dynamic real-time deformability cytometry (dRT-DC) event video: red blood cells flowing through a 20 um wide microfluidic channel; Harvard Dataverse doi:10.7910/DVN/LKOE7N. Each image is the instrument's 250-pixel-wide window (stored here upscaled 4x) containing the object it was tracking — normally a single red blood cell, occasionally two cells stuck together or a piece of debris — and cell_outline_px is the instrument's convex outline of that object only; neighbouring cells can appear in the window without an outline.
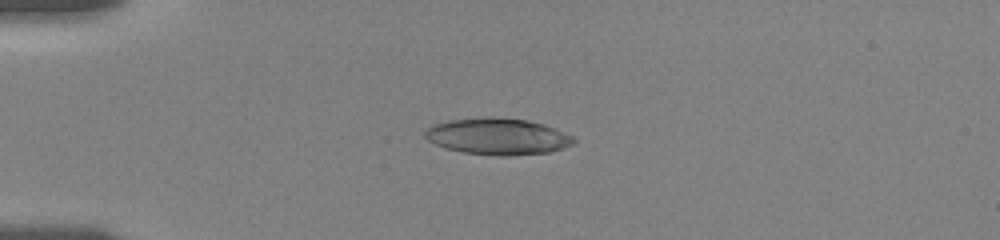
{"species": "human", "species_latin": "Homo sapiens", "temperature_condition": "room temperature", "stored_images_in_passage": 23, "camera_frame_rate_fps": 3000, "um_per_image_px": 0.085, "donor": {"sex": "female"}, "frame": {"image": 1, "passage_image": 8, "time_ms": 4.667, "image_size_px": [1000, 240], "cell_outline_px": [[576, 140], [572, 144], [564, 148], [548, 152], [512, 156], [500, 156], [464, 152], [448, 148], [436, 144], [428, 140], [424, 136], [424, 132], [428, 128], [436, 124], [448, 120], [488, 116], [492, 116], [528, 120], [544, 124], [572, 136]], "centroid_in_image_um": [42.32, 11.59], "position_along_channel_um": 42.7, "area_um2": 31.56}}
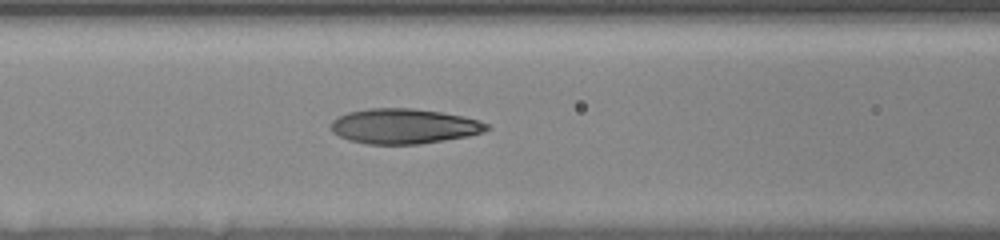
{"frame": {"image": 2, "passage_image": 17, "time_ms": 8.0, "image_size_px": [1000, 240], "cell_outline_px": [[488, 128], [484, 132], [468, 136], [420, 144], [368, 144], [348, 140], [332, 132], [332, 120], [336, 116], [348, 112], [368, 108], [412, 108], [440, 112], [464, 116], [488, 124]], "centroid_in_image_um": [34.3, 10.72], "position_along_channel_um": 132.3, "area_um2": 31.79}}
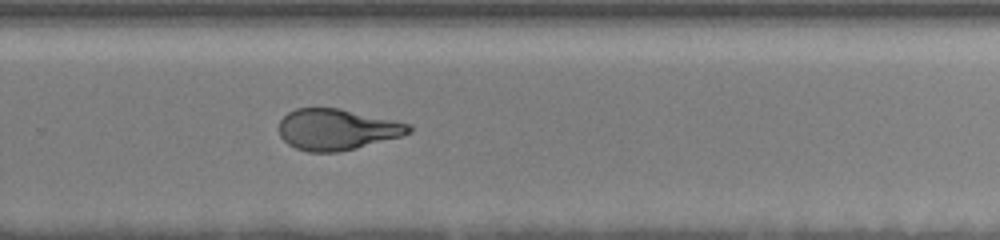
{"frame": {"image": 3, "passage_image": 23, "time_ms": 12.667, "image_size_px": [1000, 240], "cell_outline_px": [[412, 132], [400, 136], [356, 148], [336, 152], [308, 152], [296, 148], [288, 144], [280, 136], [280, 120], [288, 112], [296, 108], [340, 108], [396, 120], [412, 124]], "centroid_in_image_um": [28.66, 10.99], "position_along_channel_um": 301.1, "area_um2": 31.1}}